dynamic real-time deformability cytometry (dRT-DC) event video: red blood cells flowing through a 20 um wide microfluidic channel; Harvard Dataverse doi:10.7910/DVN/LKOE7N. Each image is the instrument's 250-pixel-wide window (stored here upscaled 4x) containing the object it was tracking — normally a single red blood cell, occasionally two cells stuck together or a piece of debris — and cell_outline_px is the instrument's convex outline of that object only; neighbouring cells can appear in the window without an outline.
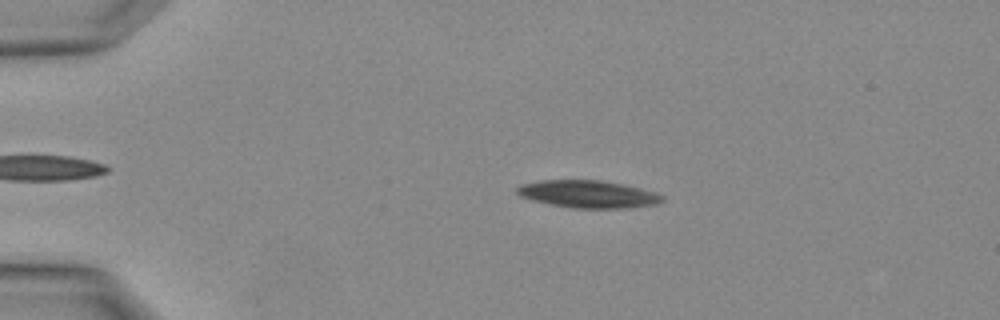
{"species": "Egyptian fruit bat (a non-hibernating species)", "species_latin": "Rousettus aegyptiacus", "temperature_condition": "warm", "stored_images_in_passage": 1, "camera_frame_rate_fps": 3000, "um_per_image_px": 0.085, "animal": {"sex": "female"}, "frame": {"image": 1, "passage_image": 1, "time_ms": 0.0, "image_size_px": [1000, 320], "cell_outline_px": [[664, 200], [656, 204], [628, 208], [572, 208], [532, 200], [520, 196], [516, 192], [516, 188], [520, 184], [540, 180], [600, 180], [624, 184], [656, 192], [664, 196]], "centroid_in_image_um": [49.99, 16.49], "position_along_channel_um": 35.0, "area_um2": 23.29}}